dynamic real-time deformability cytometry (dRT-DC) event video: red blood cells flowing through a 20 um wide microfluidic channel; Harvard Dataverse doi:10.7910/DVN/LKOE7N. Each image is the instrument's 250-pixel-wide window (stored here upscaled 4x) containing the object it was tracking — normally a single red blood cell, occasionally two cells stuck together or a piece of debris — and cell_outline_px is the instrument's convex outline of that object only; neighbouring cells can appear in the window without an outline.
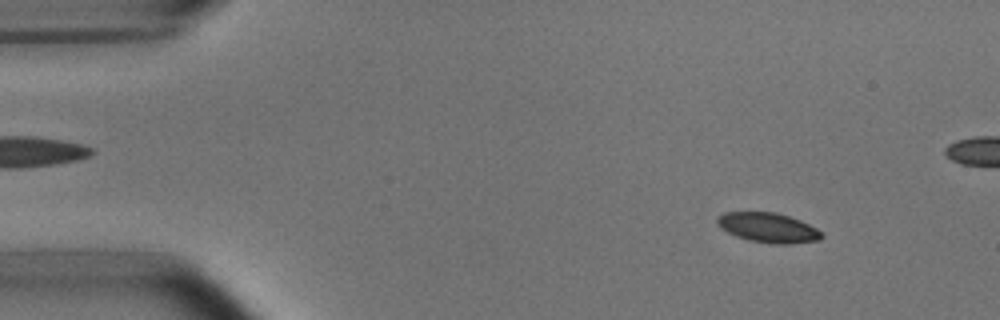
{"species": "common noctule bat (a hibernating species)", "species_latin": "Nyctalus noctula", "temperature_condition": "room temperature", "stored_images_in_passage": 48, "camera_frame_rate_fps": 3000, "um_per_image_px": 0.085, "animal": {"sex": "male", "body_mass_g": 15.6}, "frame": {"image": 1, "passage_image": 6, "time_ms": 1.667, "image_size_px": [1000, 320], "cell_outline_px": [[824, 236], [820, 240], [792, 244], [772, 244], [748, 240], [736, 236], [720, 228], [716, 224], [716, 220], [724, 212], [776, 212], [800, 220], [816, 228]], "centroid_in_image_um": [65.29, 19.36], "position_along_channel_um": 19.7, "area_um2": 18.15}}
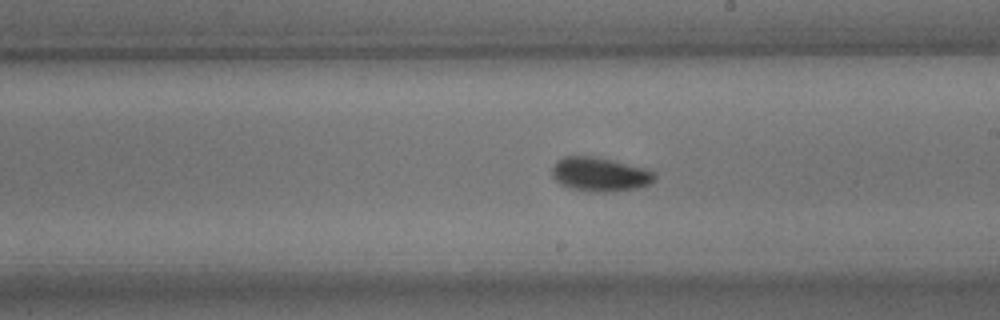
{"frame": {"image": 2, "passage_image": 30, "time_ms": 9.667, "image_size_px": [1000, 320], "cell_outline_px": [[656, 180], [652, 184], [636, 188], [604, 192], [588, 192], [572, 188], [560, 184], [552, 176], [552, 168], [556, 160], [564, 156], [592, 156], [612, 160], [644, 168], [652, 172], [656, 176]], "centroid_in_image_um": [50.97, 14.82], "position_along_channel_um": 238.0, "area_um2": 20.35}}
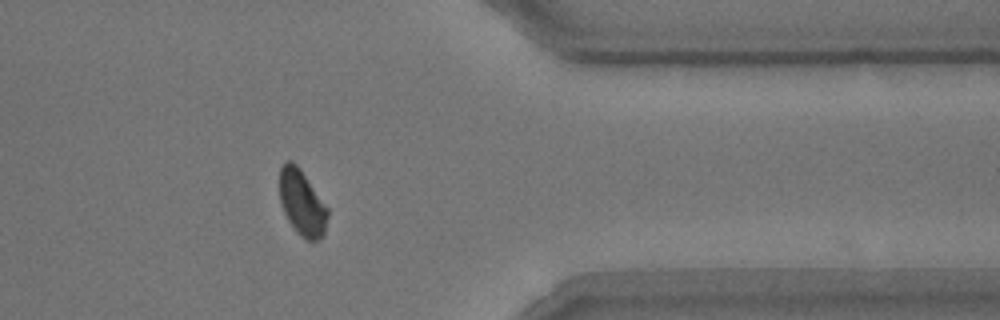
{"frame": {"image": 3, "passage_image": 43, "time_ms": 14.0, "image_size_px": [1000, 320], "cell_outline_px": [[328, 216], [324, 236], [320, 240], [308, 240], [300, 236], [288, 220], [284, 212], [280, 200], [280, 168], [288, 160], [292, 160], [300, 168], [328, 208]], "centroid_in_image_um": [25.69, 17.26], "position_along_channel_um": 385.7, "area_um2": 18.32}, "authors_computed_cell_mechanics": {"area_um2": 18.8428, "velocity_mm_per_s": 3.7711, "shape_relaxation_time_tau1_ms": 2.6345, "shape_relaxation_time_tau2_ms": 2.2285, "deformation_change_tau1": 0.0889, "deformation_change_tau2": 0.0573}}